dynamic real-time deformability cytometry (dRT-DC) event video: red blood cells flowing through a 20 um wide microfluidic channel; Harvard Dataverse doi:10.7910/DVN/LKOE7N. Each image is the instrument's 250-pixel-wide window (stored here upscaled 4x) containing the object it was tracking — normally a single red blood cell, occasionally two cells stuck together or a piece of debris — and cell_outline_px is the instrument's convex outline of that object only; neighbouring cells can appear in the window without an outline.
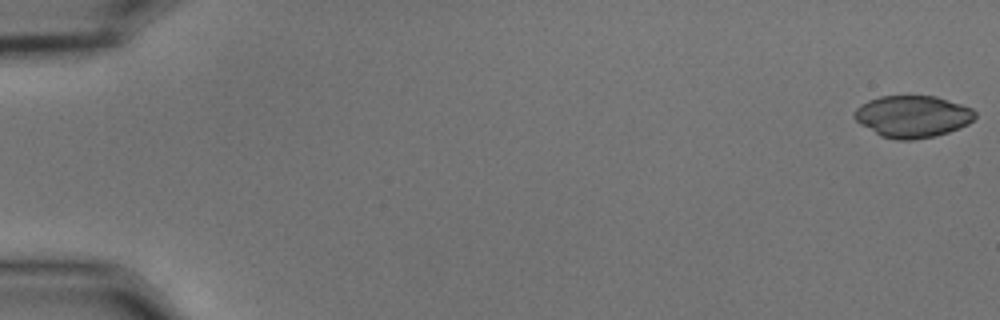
{"species": "common noctule bat (a hibernating species)", "species_latin": "Nyctalus noctula", "temperature_condition": "cold", "stored_images_in_passage": 56, "camera_frame_rate_fps": 3000, "um_per_image_px": 0.085, "animal": {"sex": "male", "body_mass_g": 15.6}, "frame": {"image": 1, "passage_image": 1, "time_ms": 0.0, "image_size_px": [1000, 320], "cell_outline_px": [[976, 116], [968, 124], [960, 128], [936, 136], [912, 140], [896, 140], [880, 136], [860, 124], [852, 116], [856, 108], [860, 104], [868, 100], [880, 96], [936, 96], [972, 108], [976, 112]], "centroid_in_image_um": [77.55, 9.9], "position_along_channel_um": 7.5, "area_um2": 29.65}}